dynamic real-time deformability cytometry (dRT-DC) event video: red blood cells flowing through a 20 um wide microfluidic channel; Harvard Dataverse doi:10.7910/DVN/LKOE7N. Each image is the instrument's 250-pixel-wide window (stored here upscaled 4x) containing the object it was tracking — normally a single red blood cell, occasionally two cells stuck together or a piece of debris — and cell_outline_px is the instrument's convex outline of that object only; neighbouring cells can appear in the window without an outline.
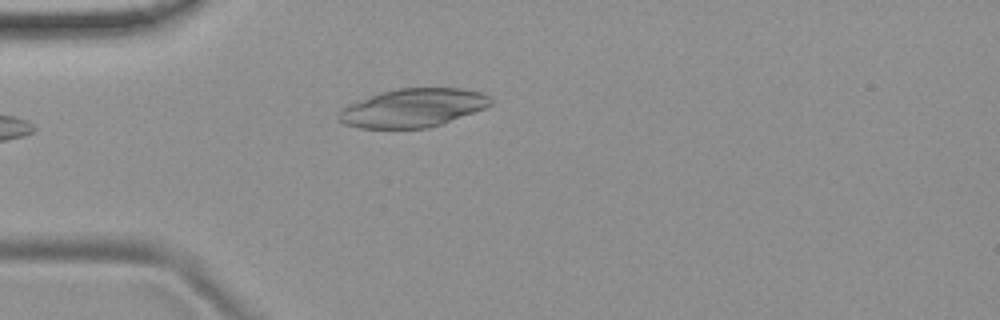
{"species": "common noctule bat (a hibernating species)", "species_latin": "Nyctalus noctula", "temperature_condition": "room temperature", "stored_images_in_passage": 6, "camera_frame_rate_fps": 3000, "um_per_image_px": 0.085, "animal": {"sex": "female", "body_mass_g": 19.9}, "frame": {"image": 1, "passage_image": 6, "time_ms": 5.667, "image_size_px": [1000, 320], "cell_outline_px": [[496, 100], [492, 104], [484, 108], [440, 124], [428, 128], [360, 128], [344, 124], [336, 116], [348, 104], [368, 96], [380, 92], [396, 88], [460, 88], [480, 92]], "centroid_in_image_um": [35.09, 9.16], "position_along_channel_um": 49.9, "area_um2": 33.93}}